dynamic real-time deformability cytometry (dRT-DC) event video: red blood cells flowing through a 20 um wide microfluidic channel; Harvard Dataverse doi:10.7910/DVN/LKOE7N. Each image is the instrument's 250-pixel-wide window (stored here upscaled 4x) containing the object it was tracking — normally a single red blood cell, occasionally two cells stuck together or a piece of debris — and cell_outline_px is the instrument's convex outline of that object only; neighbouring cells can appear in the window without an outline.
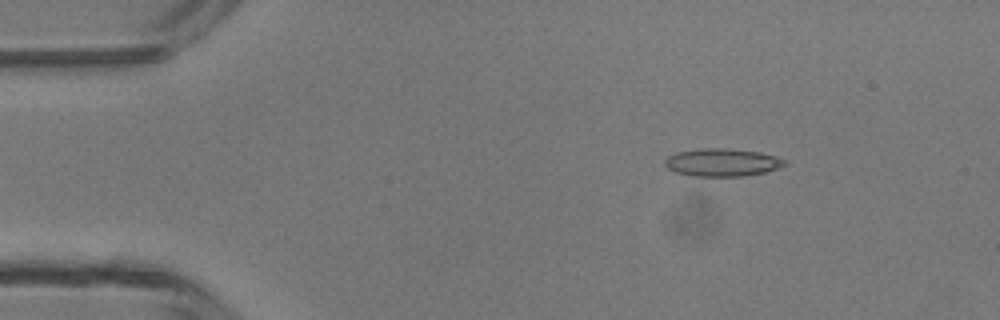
{"species": "common noctule bat (a hibernating species)", "species_latin": "Nyctalus noctula", "temperature_condition": "room temperature", "stored_images_in_passage": 4, "camera_frame_rate_fps": 3000, "um_per_image_px": 0.085, "animal": {"sex": "male", "body_mass_g": 13.3}, "frame": {"image": 1, "passage_image": 2, "time_ms": 1.0, "image_size_px": [1000, 320], "cell_outline_px": [[788, 164], [764, 172], [744, 176], [692, 176], [676, 172], [668, 168], [664, 164], [664, 160], [668, 156], [676, 152], [700, 148], [724, 148], [760, 152], [776, 156], [788, 160]], "centroid_in_image_um": [61.39, 13.8], "position_along_channel_um": 23.6, "area_um2": 19.48}}
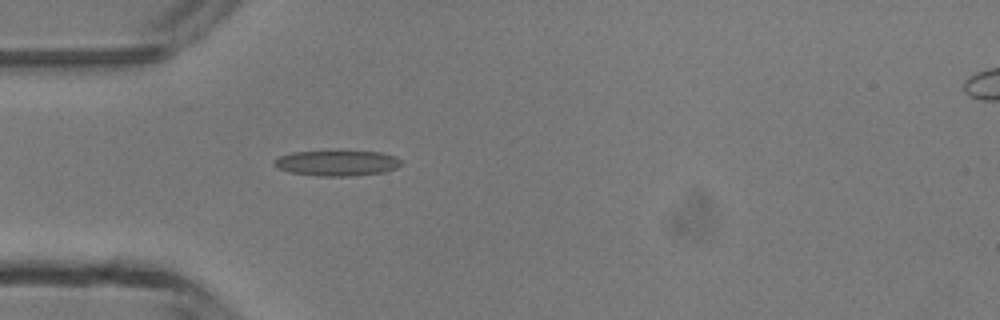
{"frame": {"image": 2, "passage_image": 4, "time_ms": 3.333, "image_size_px": [1000, 320], "cell_outline_px": [[404, 164], [396, 168], [384, 172], [352, 176], [316, 176], [288, 172], [276, 168], [272, 164], [272, 160], [280, 156], [292, 152], [340, 148], [380, 152], [396, 156]], "centroid_in_image_um": [28.62, 13.81], "position_along_channel_um": 56.4, "area_um2": 20.17}}